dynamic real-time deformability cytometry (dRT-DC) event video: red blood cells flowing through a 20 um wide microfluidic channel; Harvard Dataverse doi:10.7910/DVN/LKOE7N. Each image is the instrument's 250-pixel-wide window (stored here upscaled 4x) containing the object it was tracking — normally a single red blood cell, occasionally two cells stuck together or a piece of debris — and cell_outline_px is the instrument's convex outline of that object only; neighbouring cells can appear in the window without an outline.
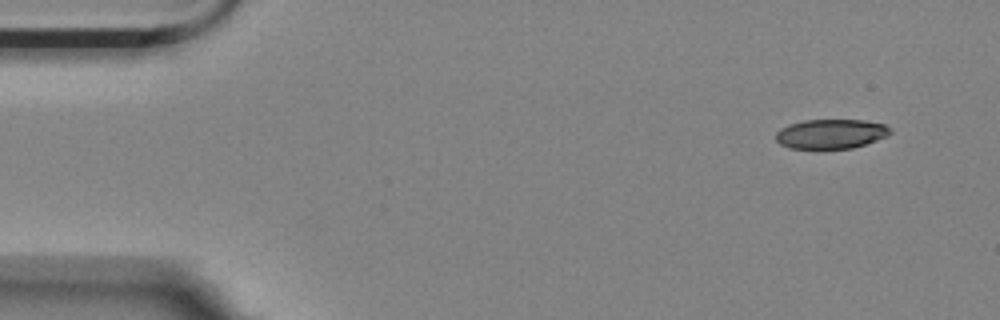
{"species": "Egyptian fruit bat (a non-hibernating species)", "species_latin": "Rousettus aegyptiacus", "temperature_condition": "room temperature", "stored_images_in_passage": 5, "camera_frame_rate_fps": 3000, "um_per_image_px": 0.085, "animal": {"sex": "female"}, "frame": {"image": 1, "passage_image": 1, "time_ms": 0.0, "image_size_px": [1000, 320], "cell_outline_px": [[892, 132], [888, 136], [852, 148], [788, 148], [780, 144], [776, 140], [776, 132], [780, 128], [788, 124], [804, 120], [864, 120], [884, 124], [892, 128]], "centroid_in_image_um": [70.63, 11.37], "position_along_channel_um": 14.4, "area_um2": 19.71}}